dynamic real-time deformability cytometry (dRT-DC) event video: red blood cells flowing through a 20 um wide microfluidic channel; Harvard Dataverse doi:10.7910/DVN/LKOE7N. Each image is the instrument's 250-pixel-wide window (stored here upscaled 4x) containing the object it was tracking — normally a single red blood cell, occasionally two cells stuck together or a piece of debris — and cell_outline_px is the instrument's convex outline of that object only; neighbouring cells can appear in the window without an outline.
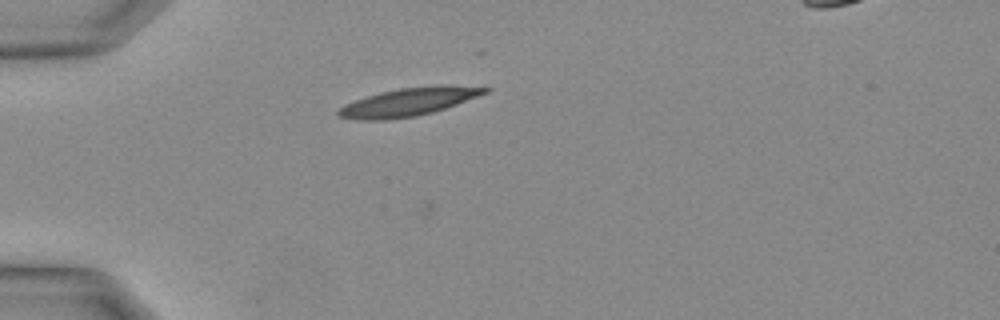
{"species": "Egyptian fruit bat (a non-hibernating species)", "species_latin": "Rousettus aegyptiacus", "temperature_condition": "warm", "stored_images_in_passage": 29, "camera_frame_rate_fps": 3000, "um_per_image_px": 0.085, "animal": {"sex": "female"}, "frame": {"image": 1, "passage_image": 10, "time_ms": 3.0, "image_size_px": [1000, 320], "cell_outline_px": [[492, 88], [488, 92], [456, 104], [432, 112], [416, 116], [388, 120], [356, 120], [336, 116], [336, 112], [344, 104], [380, 92], [400, 88], [436, 84], [448, 84]], "centroid_in_image_um": [34.72, 8.65], "position_along_channel_um": 50.3, "area_um2": 24.1}}
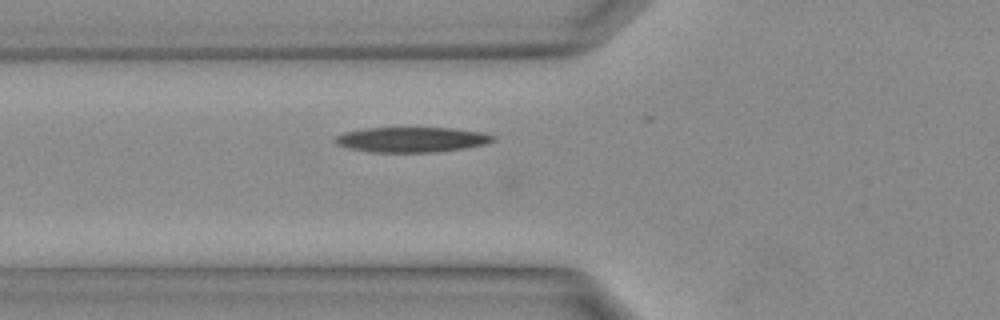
{"frame": {"image": 2, "passage_image": 13, "time_ms": 4.0, "image_size_px": [1000, 320], "cell_outline_px": [[496, 140], [484, 144], [464, 148], [436, 152], [368, 152], [348, 148], [336, 144], [332, 140], [336, 136], [344, 132], [368, 128], [452, 128], [480, 132], [496, 136]], "centroid_in_image_um": [34.96, 11.87], "position_along_channel_um": 90.8, "area_um2": 23.12}}
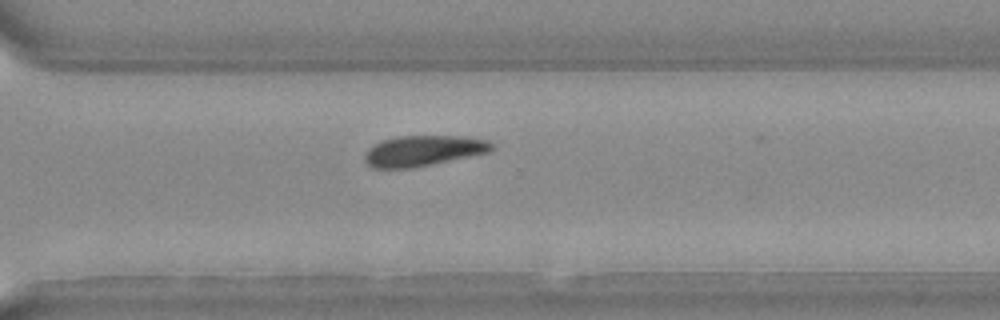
{"frame": {"image": 3, "passage_image": 25, "time_ms": 8.0, "image_size_px": [1000, 320], "cell_outline_px": [[492, 148], [488, 152], [408, 168], [372, 168], [364, 160], [364, 156], [368, 148], [372, 144], [396, 136], [456, 136], [488, 140], [492, 144]], "centroid_in_image_um": [35.89, 12.8], "position_along_channel_um": 334.7, "area_um2": 22.14}}